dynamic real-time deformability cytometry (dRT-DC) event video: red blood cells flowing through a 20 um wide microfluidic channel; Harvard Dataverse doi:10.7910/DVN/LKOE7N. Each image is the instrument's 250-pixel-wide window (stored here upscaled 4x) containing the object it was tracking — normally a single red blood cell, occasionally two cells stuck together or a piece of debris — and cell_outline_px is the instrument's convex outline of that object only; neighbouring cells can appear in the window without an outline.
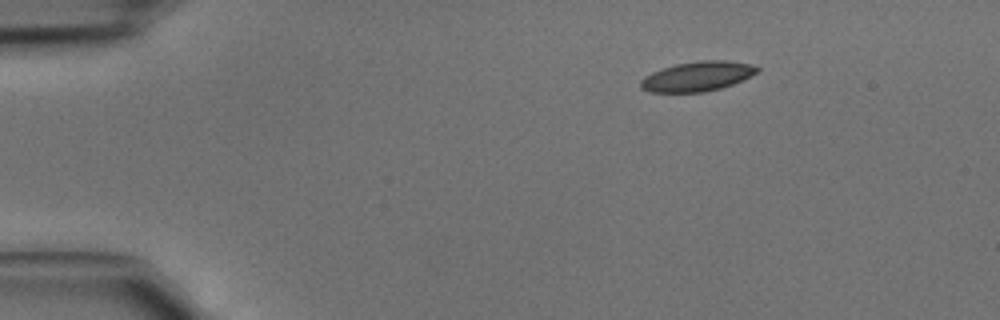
{"species": "common noctule bat (a hibernating species)", "species_latin": "Nyctalus noctula", "temperature_condition": "cold", "stored_images_in_passage": 39, "camera_frame_rate_fps": 3000, "um_per_image_px": 0.085, "animal": {"sex": "male", "body_mass_g": 15.6}, "frame": {"image": 1, "passage_image": 1, "time_ms": 0.0, "image_size_px": [1000, 320], "cell_outline_px": [[760, 68], [756, 72], [732, 84], [720, 88], [704, 92], [652, 92], [640, 88], [640, 80], [644, 76], [652, 72], [676, 64], [700, 60], [724, 60], [752, 64]], "centroid_in_image_um": [59.24, 6.49], "position_along_channel_um": 25.8, "area_um2": 19.94}}
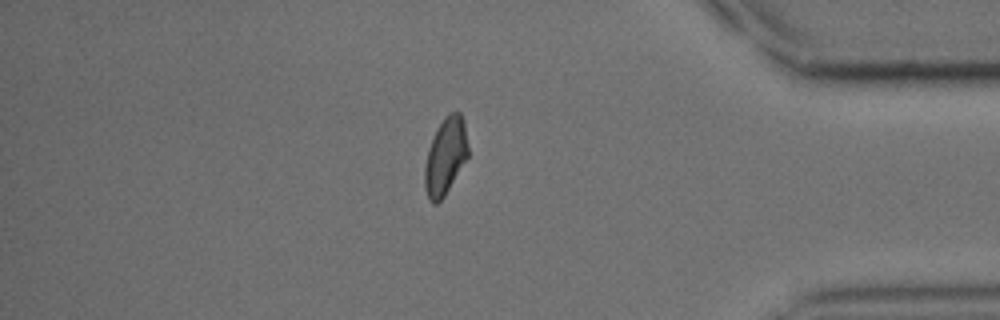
{"frame": {"image": 2, "passage_image": 33, "time_ms": 10.667, "image_size_px": [1000, 320], "cell_outline_px": [[468, 156], [444, 196], [436, 204], [432, 204], [428, 200], [424, 188], [424, 168], [428, 148], [432, 136], [436, 128], [444, 116], [448, 112], [460, 112], [464, 120], [468, 144]], "centroid_in_image_um": [37.84, 13.26], "position_along_channel_um": 397.4, "area_um2": 19.71}}
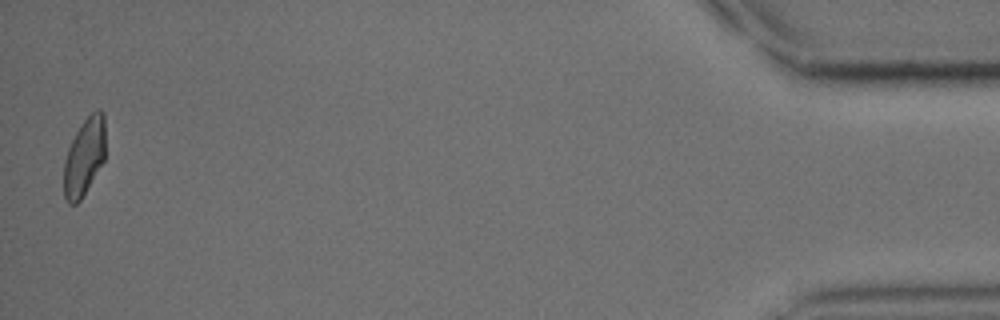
{"frame": {"image": 3, "passage_image": 39, "time_ms": 12.667, "image_size_px": [1000, 320], "cell_outline_px": [[104, 160], [80, 200], [76, 204], [68, 204], [64, 196], [64, 160], [68, 148], [76, 132], [84, 120], [96, 108], [100, 108], [104, 112]], "centroid_in_image_um": [7.16, 13.31], "position_along_channel_um": 428.0, "area_um2": 18.61}}